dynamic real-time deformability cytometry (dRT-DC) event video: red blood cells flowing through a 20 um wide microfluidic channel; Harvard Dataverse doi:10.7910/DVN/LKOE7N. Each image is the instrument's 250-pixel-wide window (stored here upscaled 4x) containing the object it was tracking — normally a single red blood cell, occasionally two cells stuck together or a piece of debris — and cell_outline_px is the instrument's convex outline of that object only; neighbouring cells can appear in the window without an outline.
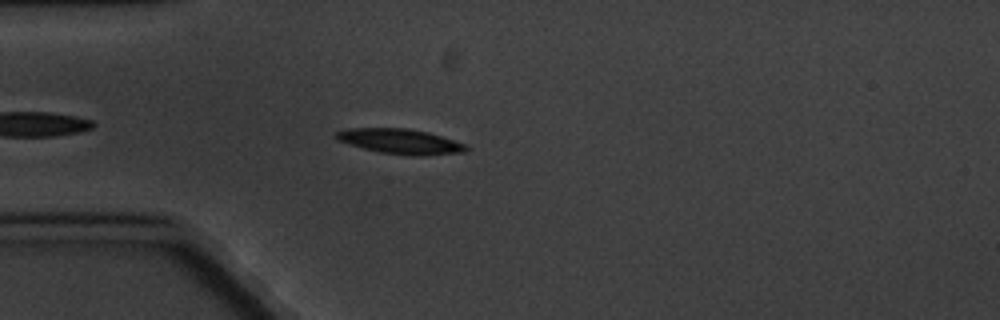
{"species": "common noctule bat (a hibernating species)", "species_latin": "Nyctalus noctula", "temperature_condition": "cold", "stored_images_in_passage": 10, "camera_frame_rate_fps": 3000, "um_per_image_px": 0.085, "animal": {"sex": "male", "body_mass_g": 20.1, "forearm_length_mm": 53.5}, "frame": {"image": 1, "passage_image": 5, "time_ms": 4.667, "image_size_px": [1000, 320], "cell_outline_px": [[468, 148], [464, 152], [416, 156], [380, 152], [348, 144], [336, 140], [336, 132], [348, 128], [408, 128], [428, 132], [464, 144]], "centroid_in_image_um": [33.98, 12.01], "position_along_channel_um": 51.0, "area_um2": 18.67}}